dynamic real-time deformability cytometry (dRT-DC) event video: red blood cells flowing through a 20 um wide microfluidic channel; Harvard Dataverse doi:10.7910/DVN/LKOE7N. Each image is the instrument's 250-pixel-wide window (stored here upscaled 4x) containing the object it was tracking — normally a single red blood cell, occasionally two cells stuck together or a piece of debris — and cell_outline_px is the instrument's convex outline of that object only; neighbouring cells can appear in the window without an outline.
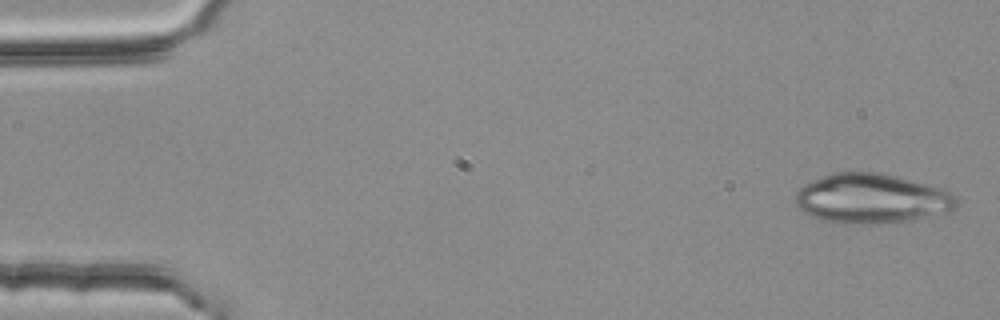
{"species": "common noctule bat (a hibernating species)", "species_latin": "Nyctalus noctula", "temperature_condition": "room temperature", "stored_images_in_passage": 4, "camera_frame_rate_fps": 3000, "um_per_image_px": 0.085, "animal": {"sex": "female", "body_mass_g": 25.1}, "frame": {"image": 1, "passage_image": 1, "time_ms": 0.0, "image_size_px": [1000, 320], "cell_outline_px": [[960, 204], [956, 208], [948, 212], [896, 224], [836, 224], [820, 220], [804, 212], [796, 204], [796, 192], [804, 184], [812, 180], [832, 172], [876, 172], [940, 188], [952, 192], [956, 196]], "centroid_in_image_um": [74.1, 16.92], "position_along_channel_um": 10.9, "area_um2": 47.16}}